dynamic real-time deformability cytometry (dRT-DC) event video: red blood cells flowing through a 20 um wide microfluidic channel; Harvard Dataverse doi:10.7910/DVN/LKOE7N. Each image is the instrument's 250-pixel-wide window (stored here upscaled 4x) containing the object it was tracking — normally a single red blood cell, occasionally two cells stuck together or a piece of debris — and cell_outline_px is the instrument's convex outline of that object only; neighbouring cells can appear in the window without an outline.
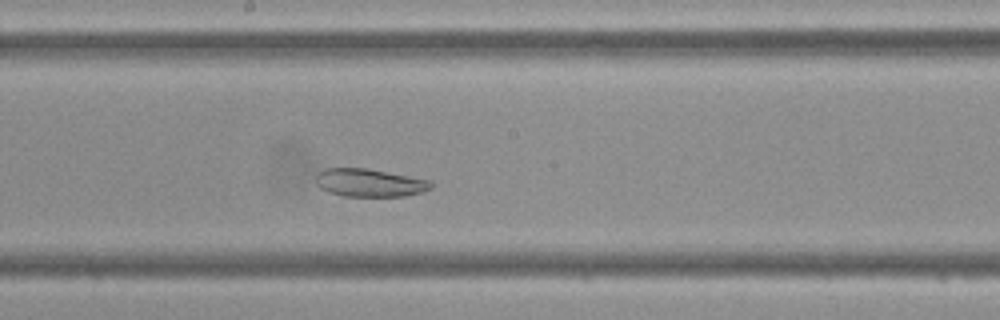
{"species": "Egyptian fruit bat (a non-hibernating species)", "species_latin": "Rousettus aegyptiacus", "temperature_condition": "cold", "stored_images_in_passage": 43, "camera_frame_rate_fps": 3000, "um_per_image_px": 0.085, "frame": {"image": 1, "passage_image": 21, "time_ms": 6.667, "image_size_px": [1000, 320], "cell_outline_px": [[432, 188], [424, 192], [408, 196], [344, 196], [328, 192], [320, 188], [316, 180], [316, 176], [324, 168], [368, 168], [432, 180]], "centroid_in_image_um": [31.47, 15.53], "position_along_channel_um": 216.7, "area_um2": 18.96}}
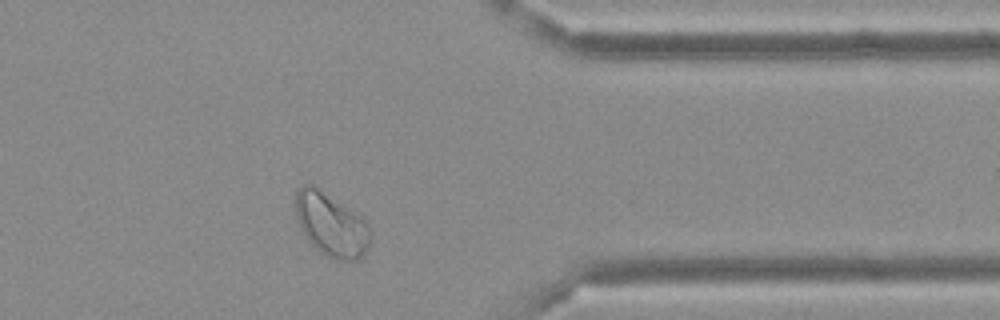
{"frame": {"image": 2, "passage_image": 34, "time_ms": 11.0, "image_size_px": [1000, 320], "cell_outline_px": [[372, 236], [368, 248], [364, 256], [356, 260], [336, 260], [320, 252], [304, 236], [296, 216], [296, 192], [304, 184], [312, 184], [360, 216], [372, 228]], "centroid_in_image_um": [28.18, 19.13], "position_along_channel_um": 383.2, "area_um2": 27.51}}
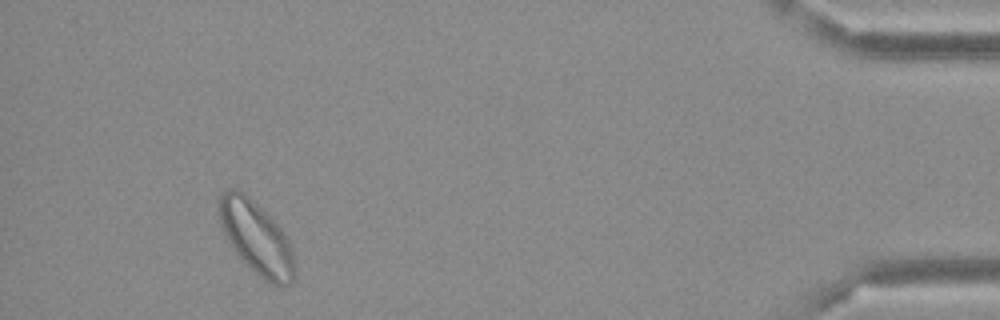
{"frame": {"image": 3, "passage_image": 40, "time_ms": 13.0, "image_size_px": [1000, 320], "cell_outline_px": [[296, 276], [284, 288], [280, 288], [264, 280], [244, 264], [232, 248], [220, 224], [216, 208], [216, 200], [224, 192], [232, 188], [236, 188], [244, 192], [288, 236], [292, 244], [296, 268]], "centroid_in_image_um": [21.8, 20.25], "position_along_channel_um": 413.4, "area_um2": 32.71}}